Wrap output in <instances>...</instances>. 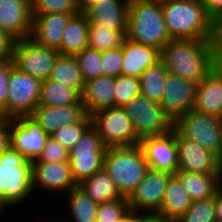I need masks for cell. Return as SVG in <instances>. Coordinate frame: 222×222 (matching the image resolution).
I'll use <instances>...</instances> for the list:
<instances>
[{
  "label": "cell",
  "mask_w": 222,
  "mask_h": 222,
  "mask_svg": "<svg viewBox=\"0 0 222 222\" xmlns=\"http://www.w3.org/2000/svg\"><path fill=\"white\" fill-rule=\"evenodd\" d=\"M219 59V39H171L160 53L168 73L199 83Z\"/></svg>",
  "instance_id": "obj_1"
},
{
  "label": "cell",
  "mask_w": 222,
  "mask_h": 222,
  "mask_svg": "<svg viewBox=\"0 0 222 222\" xmlns=\"http://www.w3.org/2000/svg\"><path fill=\"white\" fill-rule=\"evenodd\" d=\"M171 39H219V25L201 0H161Z\"/></svg>",
  "instance_id": "obj_2"
},
{
  "label": "cell",
  "mask_w": 222,
  "mask_h": 222,
  "mask_svg": "<svg viewBox=\"0 0 222 222\" xmlns=\"http://www.w3.org/2000/svg\"><path fill=\"white\" fill-rule=\"evenodd\" d=\"M126 37L161 51L171 40L166 29L161 0H129Z\"/></svg>",
  "instance_id": "obj_3"
},
{
  "label": "cell",
  "mask_w": 222,
  "mask_h": 222,
  "mask_svg": "<svg viewBox=\"0 0 222 222\" xmlns=\"http://www.w3.org/2000/svg\"><path fill=\"white\" fill-rule=\"evenodd\" d=\"M34 196L32 162L9 147L0 155V203L5 209L19 206Z\"/></svg>",
  "instance_id": "obj_4"
},
{
  "label": "cell",
  "mask_w": 222,
  "mask_h": 222,
  "mask_svg": "<svg viewBox=\"0 0 222 222\" xmlns=\"http://www.w3.org/2000/svg\"><path fill=\"white\" fill-rule=\"evenodd\" d=\"M103 168L123 197L129 198L145 177L149 165L139 145L107 147Z\"/></svg>",
  "instance_id": "obj_5"
},
{
  "label": "cell",
  "mask_w": 222,
  "mask_h": 222,
  "mask_svg": "<svg viewBox=\"0 0 222 222\" xmlns=\"http://www.w3.org/2000/svg\"><path fill=\"white\" fill-rule=\"evenodd\" d=\"M122 108L130 117L133 129L140 141L148 137L163 136L174 130V121L161 105L141 93Z\"/></svg>",
  "instance_id": "obj_6"
},
{
  "label": "cell",
  "mask_w": 222,
  "mask_h": 222,
  "mask_svg": "<svg viewBox=\"0 0 222 222\" xmlns=\"http://www.w3.org/2000/svg\"><path fill=\"white\" fill-rule=\"evenodd\" d=\"M106 149L98 131L91 124L69 149V163L77 184L103 169Z\"/></svg>",
  "instance_id": "obj_7"
},
{
  "label": "cell",
  "mask_w": 222,
  "mask_h": 222,
  "mask_svg": "<svg viewBox=\"0 0 222 222\" xmlns=\"http://www.w3.org/2000/svg\"><path fill=\"white\" fill-rule=\"evenodd\" d=\"M174 128L184 137L214 153L222 150V119L189 110L174 122Z\"/></svg>",
  "instance_id": "obj_8"
},
{
  "label": "cell",
  "mask_w": 222,
  "mask_h": 222,
  "mask_svg": "<svg viewBox=\"0 0 222 222\" xmlns=\"http://www.w3.org/2000/svg\"><path fill=\"white\" fill-rule=\"evenodd\" d=\"M91 117L92 125L106 147L139 145L132 121L122 107L103 109Z\"/></svg>",
  "instance_id": "obj_9"
},
{
  "label": "cell",
  "mask_w": 222,
  "mask_h": 222,
  "mask_svg": "<svg viewBox=\"0 0 222 222\" xmlns=\"http://www.w3.org/2000/svg\"><path fill=\"white\" fill-rule=\"evenodd\" d=\"M7 84L6 120L31 115L39 105L42 81L14 66Z\"/></svg>",
  "instance_id": "obj_10"
},
{
  "label": "cell",
  "mask_w": 222,
  "mask_h": 222,
  "mask_svg": "<svg viewBox=\"0 0 222 222\" xmlns=\"http://www.w3.org/2000/svg\"><path fill=\"white\" fill-rule=\"evenodd\" d=\"M58 56L57 49L40 46L31 38H25L15 41L12 60L20 71L44 81L49 79Z\"/></svg>",
  "instance_id": "obj_11"
},
{
  "label": "cell",
  "mask_w": 222,
  "mask_h": 222,
  "mask_svg": "<svg viewBox=\"0 0 222 222\" xmlns=\"http://www.w3.org/2000/svg\"><path fill=\"white\" fill-rule=\"evenodd\" d=\"M9 130L10 147L24 155L28 161L37 160L49 135L35 119L30 115L9 119Z\"/></svg>",
  "instance_id": "obj_12"
},
{
  "label": "cell",
  "mask_w": 222,
  "mask_h": 222,
  "mask_svg": "<svg viewBox=\"0 0 222 222\" xmlns=\"http://www.w3.org/2000/svg\"><path fill=\"white\" fill-rule=\"evenodd\" d=\"M32 186L34 194L44 190L51 196H59L66 194L78 184L73 178L69 161L32 162Z\"/></svg>",
  "instance_id": "obj_13"
},
{
  "label": "cell",
  "mask_w": 222,
  "mask_h": 222,
  "mask_svg": "<svg viewBox=\"0 0 222 222\" xmlns=\"http://www.w3.org/2000/svg\"><path fill=\"white\" fill-rule=\"evenodd\" d=\"M171 175L167 171L149 168L136 190L128 198L130 212H158Z\"/></svg>",
  "instance_id": "obj_14"
},
{
  "label": "cell",
  "mask_w": 222,
  "mask_h": 222,
  "mask_svg": "<svg viewBox=\"0 0 222 222\" xmlns=\"http://www.w3.org/2000/svg\"><path fill=\"white\" fill-rule=\"evenodd\" d=\"M178 171L222 174L218 157L176 130Z\"/></svg>",
  "instance_id": "obj_15"
},
{
  "label": "cell",
  "mask_w": 222,
  "mask_h": 222,
  "mask_svg": "<svg viewBox=\"0 0 222 222\" xmlns=\"http://www.w3.org/2000/svg\"><path fill=\"white\" fill-rule=\"evenodd\" d=\"M197 84L179 76L167 74L160 105L174 122L194 108Z\"/></svg>",
  "instance_id": "obj_16"
},
{
  "label": "cell",
  "mask_w": 222,
  "mask_h": 222,
  "mask_svg": "<svg viewBox=\"0 0 222 222\" xmlns=\"http://www.w3.org/2000/svg\"><path fill=\"white\" fill-rule=\"evenodd\" d=\"M149 168L175 174L178 171L176 129L166 135L148 137L139 143Z\"/></svg>",
  "instance_id": "obj_17"
},
{
  "label": "cell",
  "mask_w": 222,
  "mask_h": 222,
  "mask_svg": "<svg viewBox=\"0 0 222 222\" xmlns=\"http://www.w3.org/2000/svg\"><path fill=\"white\" fill-rule=\"evenodd\" d=\"M32 22L31 0H0V29L16 41L30 38Z\"/></svg>",
  "instance_id": "obj_18"
},
{
  "label": "cell",
  "mask_w": 222,
  "mask_h": 222,
  "mask_svg": "<svg viewBox=\"0 0 222 222\" xmlns=\"http://www.w3.org/2000/svg\"><path fill=\"white\" fill-rule=\"evenodd\" d=\"M195 111L222 119V60L198 84Z\"/></svg>",
  "instance_id": "obj_19"
},
{
  "label": "cell",
  "mask_w": 222,
  "mask_h": 222,
  "mask_svg": "<svg viewBox=\"0 0 222 222\" xmlns=\"http://www.w3.org/2000/svg\"><path fill=\"white\" fill-rule=\"evenodd\" d=\"M87 115L82 101L65 106L38 105L30 115L51 136L58 129L79 123Z\"/></svg>",
  "instance_id": "obj_20"
},
{
  "label": "cell",
  "mask_w": 222,
  "mask_h": 222,
  "mask_svg": "<svg viewBox=\"0 0 222 222\" xmlns=\"http://www.w3.org/2000/svg\"><path fill=\"white\" fill-rule=\"evenodd\" d=\"M129 0H100L84 13L91 24L120 31L127 36Z\"/></svg>",
  "instance_id": "obj_21"
},
{
  "label": "cell",
  "mask_w": 222,
  "mask_h": 222,
  "mask_svg": "<svg viewBox=\"0 0 222 222\" xmlns=\"http://www.w3.org/2000/svg\"><path fill=\"white\" fill-rule=\"evenodd\" d=\"M73 15L54 13L33 16L30 38L40 46L58 50L66 25Z\"/></svg>",
  "instance_id": "obj_22"
},
{
  "label": "cell",
  "mask_w": 222,
  "mask_h": 222,
  "mask_svg": "<svg viewBox=\"0 0 222 222\" xmlns=\"http://www.w3.org/2000/svg\"><path fill=\"white\" fill-rule=\"evenodd\" d=\"M122 74L139 78L151 66L160 61L159 49L134 42L125 37L122 43Z\"/></svg>",
  "instance_id": "obj_23"
},
{
  "label": "cell",
  "mask_w": 222,
  "mask_h": 222,
  "mask_svg": "<svg viewBox=\"0 0 222 222\" xmlns=\"http://www.w3.org/2000/svg\"><path fill=\"white\" fill-rule=\"evenodd\" d=\"M114 83V77L105 75L85 82L81 101L88 116L115 107Z\"/></svg>",
  "instance_id": "obj_24"
},
{
  "label": "cell",
  "mask_w": 222,
  "mask_h": 222,
  "mask_svg": "<svg viewBox=\"0 0 222 222\" xmlns=\"http://www.w3.org/2000/svg\"><path fill=\"white\" fill-rule=\"evenodd\" d=\"M192 200L180 179L172 174L166 185L159 213L172 222L178 221L189 209Z\"/></svg>",
  "instance_id": "obj_25"
},
{
  "label": "cell",
  "mask_w": 222,
  "mask_h": 222,
  "mask_svg": "<svg viewBox=\"0 0 222 222\" xmlns=\"http://www.w3.org/2000/svg\"><path fill=\"white\" fill-rule=\"evenodd\" d=\"M89 21L83 12L73 15L64 30L60 55L75 56L88 47Z\"/></svg>",
  "instance_id": "obj_26"
},
{
  "label": "cell",
  "mask_w": 222,
  "mask_h": 222,
  "mask_svg": "<svg viewBox=\"0 0 222 222\" xmlns=\"http://www.w3.org/2000/svg\"><path fill=\"white\" fill-rule=\"evenodd\" d=\"M175 175L180 179L192 201L213 197L222 186V174L177 171Z\"/></svg>",
  "instance_id": "obj_27"
},
{
  "label": "cell",
  "mask_w": 222,
  "mask_h": 222,
  "mask_svg": "<svg viewBox=\"0 0 222 222\" xmlns=\"http://www.w3.org/2000/svg\"><path fill=\"white\" fill-rule=\"evenodd\" d=\"M78 186L97 204L124 198L104 168L81 181Z\"/></svg>",
  "instance_id": "obj_28"
},
{
  "label": "cell",
  "mask_w": 222,
  "mask_h": 222,
  "mask_svg": "<svg viewBox=\"0 0 222 222\" xmlns=\"http://www.w3.org/2000/svg\"><path fill=\"white\" fill-rule=\"evenodd\" d=\"M67 195V196H66ZM65 201L69 212L65 222H96L99 204L95 203L79 186L68 191ZM70 216V217H69ZM72 218V219H71Z\"/></svg>",
  "instance_id": "obj_29"
},
{
  "label": "cell",
  "mask_w": 222,
  "mask_h": 222,
  "mask_svg": "<svg viewBox=\"0 0 222 222\" xmlns=\"http://www.w3.org/2000/svg\"><path fill=\"white\" fill-rule=\"evenodd\" d=\"M49 80L58 82L66 87L77 90L80 94L83 91L85 81L76 56L60 55L57 57Z\"/></svg>",
  "instance_id": "obj_30"
},
{
  "label": "cell",
  "mask_w": 222,
  "mask_h": 222,
  "mask_svg": "<svg viewBox=\"0 0 222 222\" xmlns=\"http://www.w3.org/2000/svg\"><path fill=\"white\" fill-rule=\"evenodd\" d=\"M81 94L72 88L59 84L53 80H44L41 84L39 105L65 106L78 104Z\"/></svg>",
  "instance_id": "obj_31"
},
{
  "label": "cell",
  "mask_w": 222,
  "mask_h": 222,
  "mask_svg": "<svg viewBox=\"0 0 222 222\" xmlns=\"http://www.w3.org/2000/svg\"><path fill=\"white\" fill-rule=\"evenodd\" d=\"M167 74L168 71L161 61L148 67L139 77L141 94L160 104L164 95Z\"/></svg>",
  "instance_id": "obj_32"
},
{
  "label": "cell",
  "mask_w": 222,
  "mask_h": 222,
  "mask_svg": "<svg viewBox=\"0 0 222 222\" xmlns=\"http://www.w3.org/2000/svg\"><path fill=\"white\" fill-rule=\"evenodd\" d=\"M125 36L118 30H111L97 24H89L88 47L107 51L122 46Z\"/></svg>",
  "instance_id": "obj_33"
},
{
  "label": "cell",
  "mask_w": 222,
  "mask_h": 222,
  "mask_svg": "<svg viewBox=\"0 0 222 222\" xmlns=\"http://www.w3.org/2000/svg\"><path fill=\"white\" fill-rule=\"evenodd\" d=\"M32 16L64 13L77 14L80 12L76 0H31Z\"/></svg>",
  "instance_id": "obj_34"
},
{
  "label": "cell",
  "mask_w": 222,
  "mask_h": 222,
  "mask_svg": "<svg viewBox=\"0 0 222 222\" xmlns=\"http://www.w3.org/2000/svg\"><path fill=\"white\" fill-rule=\"evenodd\" d=\"M176 222H216L215 195L208 199L192 201L187 212Z\"/></svg>",
  "instance_id": "obj_35"
},
{
  "label": "cell",
  "mask_w": 222,
  "mask_h": 222,
  "mask_svg": "<svg viewBox=\"0 0 222 222\" xmlns=\"http://www.w3.org/2000/svg\"><path fill=\"white\" fill-rule=\"evenodd\" d=\"M75 56L85 82L103 76V70L101 67V51L86 47L82 52Z\"/></svg>",
  "instance_id": "obj_36"
},
{
  "label": "cell",
  "mask_w": 222,
  "mask_h": 222,
  "mask_svg": "<svg viewBox=\"0 0 222 222\" xmlns=\"http://www.w3.org/2000/svg\"><path fill=\"white\" fill-rule=\"evenodd\" d=\"M141 93L140 78L120 75L115 78L114 97L115 107H123L133 97Z\"/></svg>",
  "instance_id": "obj_37"
},
{
  "label": "cell",
  "mask_w": 222,
  "mask_h": 222,
  "mask_svg": "<svg viewBox=\"0 0 222 222\" xmlns=\"http://www.w3.org/2000/svg\"><path fill=\"white\" fill-rule=\"evenodd\" d=\"M130 213L128 198L99 204L96 222H122Z\"/></svg>",
  "instance_id": "obj_38"
},
{
  "label": "cell",
  "mask_w": 222,
  "mask_h": 222,
  "mask_svg": "<svg viewBox=\"0 0 222 222\" xmlns=\"http://www.w3.org/2000/svg\"><path fill=\"white\" fill-rule=\"evenodd\" d=\"M92 124V117L86 115L79 123L64 126L54 132L51 136L67 149L72 148L84 131Z\"/></svg>",
  "instance_id": "obj_39"
},
{
  "label": "cell",
  "mask_w": 222,
  "mask_h": 222,
  "mask_svg": "<svg viewBox=\"0 0 222 222\" xmlns=\"http://www.w3.org/2000/svg\"><path fill=\"white\" fill-rule=\"evenodd\" d=\"M123 52L122 46L101 52V67L103 75L117 78L122 75Z\"/></svg>",
  "instance_id": "obj_40"
},
{
  "label": "cell",
  "mask_w": 222,
  "mask_h": 222,
  "mask_svg": "<svg viewBox=\"0 0 222 222\" xmlns=\"http://www.w3.org/2000/svg\"><path fill=\"white\" fill-rule=\"evenodd\" d=\"M69 161V149L49 136L39 158L33 162H65Z\"/></svg>",
  "instance_id": "obj_41"
},
{
  "label": "cell",
  "mask_w": 222,
  "mask_h": 222,
  "mask_svg": "<svg viewBox=\"0 0 222 222\" xmlns=\"http://www.w3.org/2000/svg\"><path fill=\"white\" fill-rule=\"evenodd\" d=\"M14 67L12 59L0 61V114L6 119V103L8 94V79Z\"/></svg>",
  "instance_id": "obj_42"
},
{
  "label": "cell",
  "mask_w": 222,
  "mask_h": 222,
  "mask_svg": "<svg viewBox=\"0 0 222 222\" xmlns=\"http://www.w3.org/2000/svg\"><path fill=\"white\" fill-rule=\"evenodd\" d=\"M15 39L0 29V61L12 59Z\"/></svg>",
  "instance_id": "obj_43"
},
{
  "label": "cell",
  "mask_w": 222,
  "mask_h": 222,
  "mask_svg": "<svg viewBox=\"0 0 222 222\" xmlns=\"http://www.w3.org/2000/svg\"><path fill=\"white\" fill-rule=\"evenodd\" d=\"M207 13L220 26L222 24V0H201Z\"/></svg>",
  "instance_id": "obj_44"
},
{
  "label": "cell",
  "mask_w": 222,
  "mask_h": 222,
  "mask_svg": "<svg viewBox=\"0 0 222 222\" xmlns=\"http://www.w3.org/2000/svg\"><path fill=\"white\" fill-rule=\"evenodd\" d=\"M10 147L9 119L0 122V155Z\"/></svg>",
  "instance_id": "obj_45"
},
{
  "label": "cell",
  "mask_w": 222,
  "mask_h": 222,
  "mask_svg": "<svg viewBox=\"0 0 222 222\" xmlns=\"http://www.w3.org/2000/svg\"><path fill=\"white\" fill-rule=\"evenodd\" d=\"M140 222H172L159 212H139Z\"/></svg>",
  "instance_id": "obj_46"
},
{
  "label": "cell",
  "mask_w": 222,
  "mask_h": 222,
  "mask_svg": "<svg viewBox=\"0 0 222 222\" xmlns=\"http://www.w3.org/2000/svg\"><path fill=\"white\" fill-rule=\"evenodd\" d=\"M216 222H222V186L215 193Z\"/></svg>",
  "instance_id": "obj_47"
},
{
  "label": "cell",
  "mask_w": 222,
  "mask_h": 222,
  "mask_svg": "<svg viewBox=\"0 0 222 222\" xmlns=\"http://www.w3.org/2000/svg\"><path fill=\"white\" fill-rule=\"evenodd\" d=\"M100 0H79L78 1V7L80 12H85L88 8L95 5Z\"/></svg>",
  "instance_id": "obj_48"
},
{
  "label": "cell",
  "mask_w": 222,
  "mask_h": 222,
  "mask_svg": "<svg viewBox=\"0 0 222 222\" xmlns=\"http://www.w3.org/2000/svg\"><path fill=\"white\" fill-rule=\"evenodd\" d=\"M122 222H140L139 212H136V213L130 212L128 216Z\"/></svg>",
  "instance_id": "obj_49"
},
{
  "label": "cell",
  "mask_w": 222,
  "mask_h": 222,
  "mask_svg": "<svg viewBox=\"0 0 222 222\" xmlns=\"http://www.w3.org/2000/svg\"><path fill=\"white\" fill-rule=\"evenodd\" d=\"M58 220H59V221H58ZM58 220H57V221H54V220H51V219H50V221H49L48 218H47V219H44V220L42 219V220L39 221V222H65L63 218H62V219H58Z\"/></svg>",
  "instance_id": "obj_50"
},
{
  "label": "cell",
  "mask_w": 222,
  "mask_h": 222,
  "mask_svg": "<svg viewBox=\"0 0 222 222\" xmlns=\"http://www.w3.org/2000/svg\"><path fill=\"white\" fill-rule=\"evenodd\" d=\"M219 43H222V24L219 26Z\"/></svg>",
  "instance_id": "obj_51"
},
{
  "label": "cell",
  "mask_w": 222,
  "mask_h": 222,
  "mask_svg": "<svg viewBox=\"0 0 222 222\" xmlns=\"http://www.w3.org/2000/svg\"><path fill=\"white\" fill-rule=\"evenodd\" d=\"M219 58L222 60V43H219Z\"/></svg>",
  "instance_id": "obj_52"
},
{
  "label": "cell",
  "mask_w": 222,
  "mask_h": 222,
  "mask_svg": "<svg viewBox=\"0 0 222 222\" xmlns=\"http://www.w3.org/2000/svg\"><path fill=\"white\" fill-rule=\"evenodd\" d=\"M218 159H219V164H220V170H221V173H222V150H221L220 157Z\"/></svg>",
  "instance_id": "obj_53"
},
{
  "label": "cell",
  "mask_w": 222,
  "mask_h": 222,
  "mask_svg": "<svg viewBox=\"0 0 222 222\" xmlns=\"http://www.w3.org/2000/svg\"><path fill=\"white\" fill-rule=\"evenodd\" d=\"M4 211L6 212V209H5L4 206L0 203V216L2 215V212L4 213Z\"/></svg>",
  "instance_id": "obj_54"
}]
</instances>
